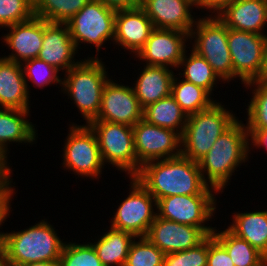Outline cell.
Returning <instances> with one entry per match:
<instances>
[{
  "label": "cell",
  "instance_id": "47",
  "mask_svg": "<svg viewBox=\"0 0 267 266\" xmlns=\"http://www.w3.org/2000/svg\"><path fill=\"white\" fill-rule=\"evenodd\" d=\"M257 266H267V258L265 257Z\"/></svg>",
  "mask_w": 267,
  "mask_h": 266
},
{
  "label": "cell",
  "instance_id": "17",
  "mask_svg": "<svg viewBox=\"0 0 267 266\" xmlns=\"http://www.w3.org/2000/svg\"><path fill=\"white\" fill-rule=\"evenodd\" d=\"M77 51L67 23H52L43 19V44L37 58L63 74L80 62L75 58Z\"/></svg>",
  "mask_w": 267,
  "mask_h": 266
},
{
  "label": "cell",
  "instance_id": "45",
  "mask_svg": "<svg viewBox=\"0 0 267 266\" xmlns=\"http://www.w3.org/2000/svg\"><path fill=\"white\" fill-rule=\"evenodd\" d=\"M21 266H59V263H53V262H36V263H29L24 264Z\"/></svg>",
  "mask_w": 267,
  "mask_h": 266
},
{
  "label": "cell",
  "instance_id": "34",
  "mask_svg": "<svg viewBox=\"0 0 267 266\" xmlns=\"http://www.w3.org/2000/svg\"><path fill=\"white\" fill-rule=\"evenodd\" d=\"M164 257L165 254L147 237H136L124 266H163Z\"/></svg>",
  "mask_w": 267,
  "mask_h": 266
},
{
  "label": "cell",
  "instance_id": "3",
  "mask_svg": "<svg viewBox=\"0 0 267 266\" xmlns=\"http://www.w3.org/2000/svg\"><path fill=\"white\" fill-rule=\"evenodd\" d=\"M47 219H41L22 231L6 232L3 239L6 266L36 262L59 263L66 241Z\"/></svg>",
  "mask_w": 267,
  "mask_h": 266
},
{
  "label": "cell",
  "instance_id": "19",
  "mask_svg": "<svg viewBox=\"0 0 267 266\" xmlns=\"http://www.w3.org/2000/svg\"><path fill=\"white\" fill-rule=\"evenodd\" d=\"M2 42L11 49L3 58L22 64L37 58L43 44V19L33 16L30 20L5 27Z\"/></svg>",
  "mask_w": 267,
  "mask_h": 266
},
{
  "label": "cell",
  "instance_id": "27",
  "mask_svg": "<svg viewBox=\"0 0 267 266\" xmlns=\"http://www.w3.org/2000/svg\"><path fill=\"white\" fill-rule=\"evenodd\" d=\"M187 114L170 94L143 109V119L150 124L168 128L183 135Z\"/></svg>",
  "mask_w": 267,
  "mask_h": 266
},
{
  "label": "cell",
  "instance_id": "21",
  "mask_svg": "<svg viewBox=\"0 0 267 266\" xmlns=\"http://www.w3.org/2000/svg\"><path fill=\"white\" fill-rule=\"evenodd\" d=\"M216 16L228 28L267 35V0H236Z\"/></svg>",
  "mask_w": 267,
  "mask_h": 266
},
{
  "label": "cell",
  "instance_id": "8",
  "mask_svg": "<svg viewBox=\"0 0 267 266\" xmlns=\"http://www.w3.org/2000/svg\"><path fill=\"white\" fill-rule=\"evenodd\" d=\"M215 194L220 193L207 186L198 195H174L161 198L157 201V215L166 220L202 228L208 235H212L215 227L208 223L214 219L212 217L217 210Z\"/></svg>",
  "mask_w": 267,
  "mask_h": 266
},
{
  "label": "cell",
  "instance_id": "26",
  "mask_svg": "<svg viewBox=\"0 0 267 266\" xmlns=\"http://www.w3.org/2000/svg\"><path fill=\"white\" fill-rule=\"evenodd\" d=\"M102 235V236H101ZM99 235L98 241L90 242L95 248L98 258L104 266H124L129 248L136 238L132 233L109 227L108 231Z\"/></svg>",
  "mask_w": 267,
  "mask_h": 266
},
{
  "label": "cell",
  "instance_id": "11",
  "mask_svg": "<svg viewBox=\"0 0 267 266\" xmlns=\"http://www.w3.org/2000/svg\"><path fill=\"white\" fill-rule=\"evenodd\" d=\"M129 179V195L116 208L110 227L146 237L157 215V201L136 177Z\"/></svg>",
  "mask_w": 267,
  "mask_h": 266
},
{
  "label": "cell",
  "instance_id": "2",
  "mask_svg": "<svg viewBox=\"0 0 267 266\" xmlns=\"http://www.w3.org/2000/svg\"><path fill=\"white\" fill-rule=\"evenodd\" d=\"M250 153L247 126L238 119L198 161L204 182L219 193L224 192L233 173L248 161Z\"/></svg>",
  "mask_w": 267,
  "mask_h": 266
},
{
  "label": "cell",
  "instance_id": "18",
  "mask_svg": "<svg viewBox=\"0 0 267 266\" xmlns=\"http://www.w3.org/2000/svg\"><path fill=\"white\" fill-rule=\"evenodd\" d=\"M194 7L198 9L192 0H141V8L154 28L174 29L188 34L198 18L192 15Z\"/></svg>",
  "mask_w": 267,
  "mask_h": 266
},
{
  "label": "cell",
  "instance_id": "46",
  "mask_svg": "<svg viewBox=\"0 0 267 266\" xmlns=\"http://www.w3.org/2000/svg\"><path fill=\"white\" fill-rule=\"evenodd\" d=\"M0 266H6L3 244L0 243Z\"/></svg>",
  "mask_w": 267,
  "mask_h": 266
},
{
  "label": "cell",
  "instance_id": "42",
  "mask_svg": "<svg viewBox=\"0 0 267 266\" xmlns=\"http://www.w3.org/2000/svg\"><path fill=\"white\" fill-rule=\"evenodd\" d=\"M106 7L115 11L131 10L141 7V0H99Z\"/></svg>",
  "mask_w": 267,
  "mask_h": 266
},
{
  "label": "cell",
  "instance_id": "13",
  "mask_svg": "<svg viewBox=\"0 0 267 266\" xmlns=\"http://www.w3.org/2000/svg\"><path fill=\"white\" fill-rule=\"evenodd\" d=\"M132 128L138 173L148 162L181 155V135L178 132L150 124L144 119L138 121Z\"/></svg>",
  "mask_w": 267,
  "mask_h": 266
},
{
  "label": "cell",
  "instance_id": "4",
  "mask_svg": "<svg viewBox=\"0 0 267 266\" xmlns=\"http://www.w3.org/2000/svg\"><path fill=\"white\" fill-rule=\"evenodd\" d=\"M99 58L88 55L63 74L61 92L74 102L86 125L98 116L103 88L110 79Z\"/></svg>",
  "mask_w": 267,
  "mask_h": 266
},
{
  "label": "cell",
  "instance_id": "23",
  "mask_svg": "<svg viewBox=\"0 0 267 266\" xmlns=\"http://www.w3.org/2000/svg\"><path fill=\"white\" fill-rule=\"evenodd\" d=\"M22 65L0 57V108L30 110Z\"/></svg>",
  "mask_w": 267,
  "mask_h": 266
},
{
  "label": "cell",
  "instance_id": "31",
  "mask_svg": "<svg viewBox=\"0 0 267 266\" xmlns=\"http://www.w3.org/2000/svg\"><path fill=\"white\" fill-rule=\"evenodd\" d=\"M90 0H35L34 16L52 23H67Z\"/></svg>",
  "mask_w": 267,
  "mask_h": 266
},
{
  "label": "cell",
  "instance_id": "15",
  "mask_svg": "<svg viewBox=\"0 0 267 266\" xmlns=\"http://www.w3.org/2000/svg\"><path fill=\"white\" fill-rule=\"evenodd\" d=\"M109 79L103 88L101 107L94 120L114 122L133 127L143 119L141 107L130 85ZM122 83V84H121Z\"/></svg>",
  "mask_w": 267,
  "mask_h": 266
},
{
  "label": "cell",
  "instance_id": "43",
  "mask_svg": "<svg viewBox=\"0 0 267 266\" xmlns=\"http://www.w3.org/2000/svg\"><path fill=\"white\" fill-rule=\"evenodd\" d=\"M0 158V188L11 180L12 167Z\"/></svg>",
  "mask_w": 267,
  "mask_h": 266
},
{
  "label": "cell",
  "instance_id": "28",
  "mask_svg": "<svg viewBox=\"0 0 267 266\" xmlns=\"http://www.w3.org/2000/svg\"><path fill=\"white\" fill-rule=\"evenodd\" d=\"M187 52L186 50L183 59L180 61L178 69L181 68L182 72L180 71L178 76L183 77L184 80L196 86L202 87L212 96L214 87H216L215 85L219 83L221 79L206 59L198 55L192 49L190 53Z\"/></svg>",
  "mask_w": 267,
  "mask_h": 266
},
{
  "label": "cell",
  "instance_id": "6",
  "mask_svg": "<svg viewBox=\"0 0 267 266\" xmlns=\"http://www.w3.org/2000/svg\"><path fill=\"white\" fill-rule=\"evenodd\" d=\"M227 38L228 27L217 16L208 14L197 18L189 34L192 50L206 59L221 79V83L233 80V65Z\"/></svg>",
  "mask_w": 267,
  "mask_h": 266
},
{
  "label": "cell",
  "instance_id": "48",
  "mask_svg": "<svg viewBox=\"0 0 267 266\" xmlns=\"http://www.w3.org/2000/svg\"><path fill=\"white\" fill-rule=\"evenodd\" d=\"M195 4H199L202 0H192Z\"/></svg>",
  "mask_w": 267,
  "mask_h": 266
},
{
  "label": "cell",
  "instance_id": "24",
  "mask_svg": "<svg viewBox=\"0 0 267 266\" xmlns=\"http://www.w3.org/2000/svg\"><path fill=\"white\" fill-rule=\"evenodd\" d=\"M143 67L132 88L141 107L144 109L171 94V85L175 73L166 66L145 64Z\"/></svg>",
  "mask_w": 267,
  "mask_h": 266
},
{
  "label": "cell",
  "instance_id": "37",
  "mask_svg": "<svg viewBox=\"0 0 267 266\" xmlns=\"http://www.w3.org/2000/svg\"><path fill=\"white\" fill-rule=\"evenodd\" d=\"M208 237L194 248L165 254L163 266H207Z\"/></svg>",
  "mask_w": 267,
  "mask_h": 266
},
{
  "label": "cell",
  "instance_id": "35",
  "mask_svg": "<svg viewBox=\"0 0 267 266\" xmlns=\"http://www.w3.org/2000/svg\"><path fill=\"white\" fill-rule=\"evenodd\" d=\"M59 266H104L90 242L84 244L66 242Z\"/></svg>",
  "mask_w": 267,
  "mask_h": 266
},
{
  "label": "cell",
  "instance_id": "38",
  "mask_svg": "<svg viewBox=\"0 0 267 266\" xmlns=\"http://www.w3.org/2000/svg\"><path fill=\"white\" fill-rule=\"evenodd\" d=\"M207 266H234L226 249L214 238L208 236V262Z\"/></svg>",
  "mask_w": 267,
  "mask_h": 266
},
{
  "label": "cell",
  "instance_id": "20",
  "mask_svg": "<svg viewBox=\"0 0 267 266\" xmlns=\"http://www.w3.org/2000/svg\"><path fill=\"white\" fill-rule=\"evenodd\" d=\"M153 29L152 21L141 7L119 10L115 13L114 41L111 43L136 56Z\"/></svg>",
  "mask_w": 267,
  "mask_h": 266
},
{
  "label": "cell",
  "instance_id": "9",
  "mask_svg": "<svg viewBox=\"0 0 267 266\" xmlns=\"http://www.w3.org/2000/svg\"><path fill=\"white\" fill-rule=\"evenodd\" d=\"M69 134L63 145V168L80 178L99 180L104 166L95 133L88 125L69 124Z\"/></svg>",
  "mask_w": 267,
  "mask_h": 266
},
{
  "label": "cell",
  "instance_id": "39",
  "mask_svg": "<svg viewBox=\"0 0 267 266\" xmlns=\"http://www.w3.org/2000/svg\"><path fill=\"white\" fill-rule=\"evenodd\" d=\"M12 180L14 179H11L6 185L0 188V227L7 221L6 219L10 216V212L12 211L10 210L12 209V207H10L11 201H13L14 193L16 195V192L14 191L16 189L13 188L16 186L12 185ZM4 234V232H0V243H3Z\"/></svg>",
  "mask_w": 267,
  "mask_h": 266
},
{
  "label": "cell",
  "instance_id": "22",
  "mask_svg": "<svg viewBox=\"0 0 267 266\" xmlns=\"http://www.w3.org/2000/svg\"><path fill=\"white\" fill-rule=\"evenodd\" d=\"M28 116L30 110L0 108V158L7 165L10 164L8 146L11 143L33 145L38 138V130Z\"/></svg>",
  "mask_w": 267,
  "mask_h": 266
},
{
  "label": "cell",
  "instance_id": "10",
  "mask_svg": "<svg viewBox=\"0 0 267 266\" xmlns=\"http://www.w3.org/2000/svg\"><path fill=\"white\" fill-rule=\"evenodd\" d=\"M115 13L99 0H90L67 22L76 48L82 49L81 44H92L96 48L95 58H98L105 42L114 41Z\"/></svg>",
  "mask_w": 267,
  "mask_h": 266
},
{
  "label": "cell",
  "instance_id": "7",
  "mask_svg": "<svg viewBox=\"0 0 267 266\" xmlns=\"http://www.w3.org/2000/svg\"><path fill=\"white\" fill-rule=\"evenodd\" d=\"M95 133L104 165L110 164L127 177L138 174L134 132L129 125L92 120L87 124Z\"/></svg>",
  "mask_w": 267,
  "mask_h": 266
},
{
  "label": "cell",
  "instance_id": "5",
  "mask_svg": "<svg viewBox=\"0 0 267 266\" xmlns=\"http://www.w3.org/2000/svg\"><path fill=\"white\" fill-rule=\"evenodd\" d=\"M219 100L209 108L188 115L181 136V155L198 162L204 157L218 137L228 130L239 118ZM234 113V114H233Z\"/></svg>",
  "mask_w": 267,
  "mask_h": 266
},
{
  "label": "cell",
  "instance_id": "33",
  "mask_svg": "<svg viewBox=\"0 0 267 266\" xmlns=\"http://www.w3.org/2000/svg\"><path fill=\"white\" fill-rule=\"evenodd\" d=\"M21 65L28 92L30 90L28 81H31L34 87H38L40 89L52 84H59V87L62 86L63 78L59 75L60 71L45 61L39 58H34L24 61Z\"/></svg>",
  "mask_w": 267,
  "mask_h": 266
},
{
  "label": "cell",
  "instance_id": "16",
  "mask_svg": "<svg viewBox=\"0 0 267 266\" xmlns=\"http://www.w3.org/2000/svg\"><path fill=\"white\" fill-rule=\"evenodd\" d=\"M208 236L202 228L166 220L158 215L146 235L164 254L194 248Z\"/></svg>",
  "mask_w": 267,
  "mask_h": 266
},
{
  "label": "cell",
  "instance_id": "1",
  "mask_svg": "<svg viewBox=\"0 0 267 266\" xmlns=\"http://www.w3.org/2000/svg\"><path fill=\"white\" fill-rule=\"evenodd\" d=\"M135 177L156 201L174 195H198L208 186L198 162L182 155L148 162Z\"/></svg>",
  "mask_w": 267,
  "mask_h": 266
},
{
  "label": "cell",
  "instance_id": "36",
  "mask_svg": "<svg viewBox=\"0 0 267 266\" xmlns=\"http://www.w3.org/2000/svg\"><path fill=\"white\" fill-rule=\"evenodd\" d=\"M35 0H0V28L30 20Z\"/></svg>",
  "mask_w": 267,
  "mask_h": 266
},
{
  "label": "cell",
  "instance_id": "44",
  "mask_svg": "<svg viewBox=\"0 0 267 266\" xmlns=\"http://www.w3.org/2000/svg\"><path fill=\"white\" fill-rule=\"evenodd\" d=\"M262 79L267 80V40L265 46V54H264V65L262 71Z\"/></svg>",
  "mask_w": 267,
  "mask_h": 266
},
{
  "label": "cell",
  "instance_id": "30",
  "mask_svg": "<svg viewBox=\"0 0 267 266\" xmlns=\"http://www.w3.org/2000/svg\"><path fill=\"white\" fill-rule=\"evenodd\" d=\"M216 228L212 234L226 249L234 266H257L265 258L248 241L237 237L228 228L222 231H218Z\"/></svg>",
  "mask_w": 267,
  "mask_h": 266
},
{
  "label": "cell",
  "instance_id": "40",
  "mask_svg": "<svg viewBox=\"0 0 267 266\" xmlns=\"http://www.w3.org/2000/svg\"><path fill=\"white\" fill-rule=\"evenodd\" d=\"M247 131L249 133V150L253 148H266L265 150H267V129H247Z\"/></svg>",
  "mask_w": 267,
  "mask_h": 266
},
{
  "label": "cell",
  "instance_id": "14",
  "mask_svg": "<svg viewBox=\"0 0 267 266\" xmlns=\"http://www.w3.org/2000/svg\"><path fill=\"white\" fill-rule=\"evenodd\" d=\"M188 41L189 34L186 32L154 28L135 58L146 65L166 66L176 70L183 59L186 46L190 45L186 43Z\"/></svg>",
  "mask_w": 267,
  "mask_h": 266
},
{
  "label": "cell",
  "instance_id": "41",
  "mask_svg": "<svg viewBox=\"0 0 267 266\" xmlns=\"http://www.w3.org/2000/svg\"><path fill=\"white\" fill-rule=\"evenodd\" d=\"M236 0H202L198 5V9H207L210 16H216L219 12H221L226 6L230 5L231 3L235 2Z\"/></svg>",
  "mask_w": 267,
  "mask_h": 266
},
{
  "label": "cell",
  "instance_id": "12",
  "mask_svg": "<svg viewBox=\"0 0 267 266\" xmlns=\"http://www.w3.org/2000/svg\"><path fill=\"white\" fill-rule=\"evenodd\" d=\"M267 35L228 28L227 43L233 65V80L242 84L262 79Z\"/></svg>",
  "mask_w": 267,
  "mask_h": 266
},
{
  "label": "cell",
  "instance_id": "32",
  "mask_svg": "<svg viewBox=\"0 0 267 266\" xmlns=\"http://www.w3.org/2000/svg\"><path fill=\"white\" fill-rule=\"evenodd\" d=\"M243 86L250 87L252 93L246 108L247 129H267V80L258 79Z\"/></svg>",
  "mask_w": 267,
  "mask_h": 266
},
{
  "label": "cell",
  "instance_id": "25",
  "mask_svg": "<svg viewBox=\"0 0 267 266\" xmlns=\"http://www.w3.org/2000/svg\"><path fill=\"white\" fill-rule=\"evenodd\" d=\"M227 228L237 237L248 241L267 258V209L236 212Z\"/></svg>",
  "mask_w": 267,
  "mask_h": 266
},
{
  "label": "cell",
  "instance_id": "29",
  "mask_svg": "<svg viewBox=\"0 0 267 266\" xmlns=\"http://www.w3.org/2000/svg\"><path fill=\"white\" fill-rule=\"evenodd\" d=\"M177 77L176 74L173 77L171 95L187 116L205 110L217 101L202 87Z\"/></svg>",
  "mask_w": 267,
  "mask_h": 266
}]
</instances>
